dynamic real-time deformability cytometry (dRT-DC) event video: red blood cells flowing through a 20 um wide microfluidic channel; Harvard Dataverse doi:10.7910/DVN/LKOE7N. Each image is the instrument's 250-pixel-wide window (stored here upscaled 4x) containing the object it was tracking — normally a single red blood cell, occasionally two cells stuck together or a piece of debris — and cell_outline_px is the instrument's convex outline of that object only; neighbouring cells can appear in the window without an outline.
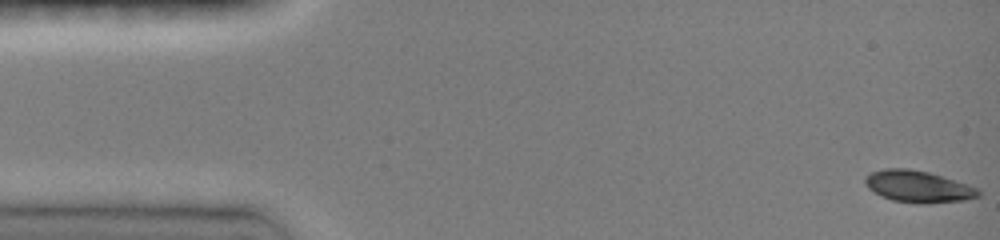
{"species": "common noctule bat (a hibernating species)", "species_latin": "Nyctalus noctula", "temperature_condition": "room temperature", "stored_images_in_passage": 48, "camera_frame_rate_fps": 3000, "um_per_image_px": 0.085, "animal": {"sex": "female", "body_mass_g": 19.0, "forearm_length_mm": 51.5}, "frame": {"image": 1, "passage_image": 1, "time_ms": 0.0, "image_size_px": [1000, 240], "cell_outline_px": [[980, 196], [964, 200], [928, 204], [916, 204], [892, 200], [880, 196], [868, 188], [864, 180], [872, 172], [884, 168], [908, 168], [928, 172], [968, 184], [976, 188], [980, 192]], "centroid_in_image_um": [78.04, 15.87], "position_along_channel_um": 7.0, "area_um2": 20.98}}
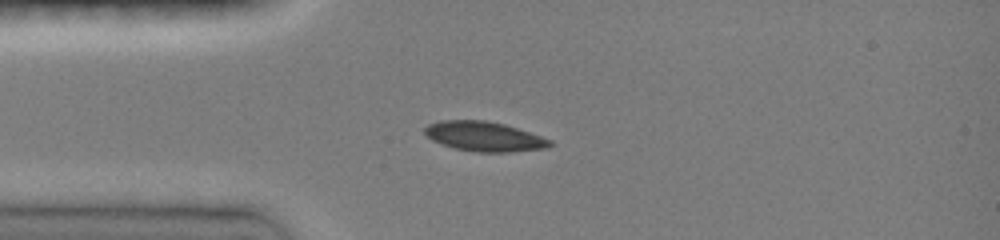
{"frame": {"image": 2, "passage_image": 24, "time_ms": 3.667, "image_size_px": [1000, 240], "cell_outline_px": [[552, 144], [548, 148], [508, 152], [476, 152], [456, 148], [440, 144], [432, 140], [424, 132], [424, 128], [428, 124], [440, 120], [484, 120], [504, 124], [552, 140]], "centroid_in_image_um": [41.14, 11.6], "position_along_channel_um": 43.9, "area_um2": 21.56}}
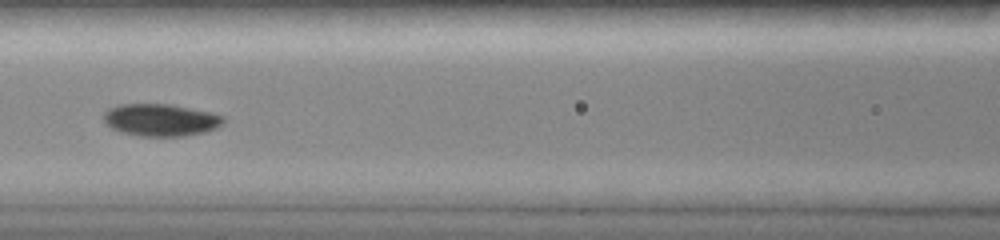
{"frame": {"image": 3, "passage_image": 41, "time_ms": 6.667, "image_size_px": [1000, 240], "cell_outline_px": [[224, 120], [216, 128], [204, 132], [184, 136], [140, 136], [120, 132], [112, 128], [104, 120], [104, 112], [108, 108], [120, 104], [172, 104], [212, 112], [224, 116]], "centroid_in_image_um": [13.66, 10.19], "position_along_channel_um": 152.9, "area_um2": 22.54}}